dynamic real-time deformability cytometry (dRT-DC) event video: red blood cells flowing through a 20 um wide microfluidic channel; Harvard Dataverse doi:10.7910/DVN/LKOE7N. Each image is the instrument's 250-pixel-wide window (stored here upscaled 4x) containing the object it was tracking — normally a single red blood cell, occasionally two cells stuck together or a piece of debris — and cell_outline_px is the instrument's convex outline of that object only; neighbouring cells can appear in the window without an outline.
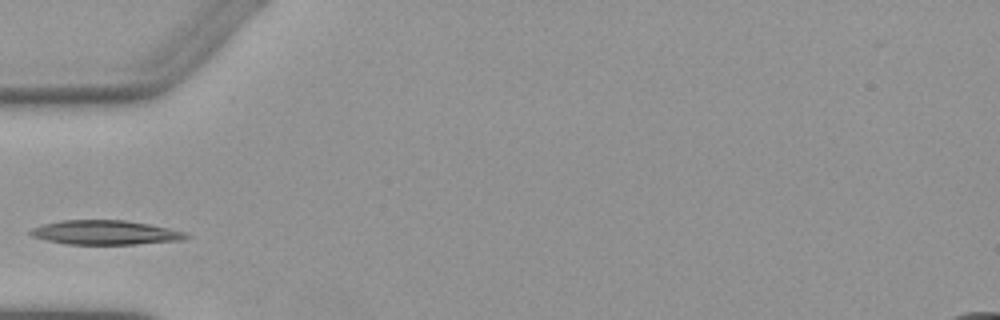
{"species": "Egyptian fruit bat (a non-hibernating species)", "species_latin": "Rousettus aegyptiacus", "temperature_condition": "warm", "stored_images_in_passage": 4, "camera_frame_rate_fps": 3000, "um_per_image_px": 0.085, "animal": {"sex": "female"}, "frame": {"image": 1, "passage_image": 3, "time_ms": 3.333, "image_size_px": [1000, 320], "cell_outline_px": [[192, 236], [184, 240], [136, 244], [64, 244], [32, 236], [28, 232], [32, 228], [44, 224], [60, 220], [124, 220], [148, 224], [168, 228], [184, 232]], "centroid_in_image_um": [8.96, 19.76], "position_along_channel_um": 76.0, "area_um2": 21.96}}